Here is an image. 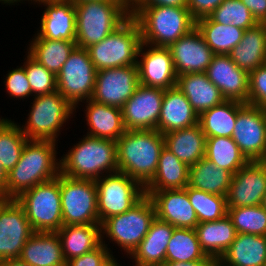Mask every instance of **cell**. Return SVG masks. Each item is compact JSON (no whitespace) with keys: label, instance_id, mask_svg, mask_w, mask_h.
Returning a JSON list of instances; mask_svg holds the SVG:
<instances>
[{"label":"cell","instance_id":"cell-1","mask_svg":"<svg viewBox=\"0 0 266 266\" xmlns=\"http://www.w3.org/2000/svg\"><path fill=\"white\" fill-rule=\"evenodd\" d=\"M118 172L137 180L143 187L156 173L164 136L158 130H126L116 141Z\"/></svg>","mask_w":266,"mask_h":266},{"label":"cell","instance_id":"cell-2","mask_svg":"<svg viewBox=\"0 0 266 266\" xmlns=\"http://www.w3.org/2000/svg\"><path fill=\"white\" fill-rule=\"evenodd\" d=\"M53 140H28L18 163L7 173V199H16L37 184L60 174ZM57 161V162H56Z\"/></svg>","mask_w":266,"mask_h":266},{"label":"cell","instance_id":"cell-3","mask_svg":"<svg viewBox=\"0 0 266 266\" xmlns=\"http://www.w3.org/2000/svg\"><path fill=\"white\" fill-rule=\"evenodd\" d=\"M61 158L60 173L74 179L96 180L118 172L117 144L109 139L86 135Z\"/></svg>","mask_w":266,"mask_h":266},{"label":"cell","instance_id":"cell-4","mask_svg":"<svg viewBox=\"0 0 266 266\" xmlns=\"http://www.w3.org/2000/svg\"><path fill=\"white\" fill-rule=\"evenodd\" d=\"M130 15L137 21L143 43L168 47L195 28L187 7H136Z\"/></svg>","mask_w":266,"mask_h":266},{"label":"cell","instance_id":"cell-5","mask_svg":"<svg viewBox=\"0 0 266 266\" xmlns=\"http://www.w3.org/2000/svg\"><path fill=\"white\" fill-rule=\"evenodd\" d=\"M74 6L75 42L78 47L84 49L102 41L130 16V13L114 0L87 1Z\"/></svg>","mask_w":266,"mask_h":266},{"label":"cell","instance_id":"cell-6","mask_svg":"<svg viewBox=\"0 0 266 266\" xmlns=\"http://www.w3.org/2000/svg\"><path fill=\"white\" fill-rule=\"evenodd\" d=\"M142 43L139 25L130 15L118 28L99 43L87 48L97 71L137 65Z\"/></svg>","mask_w":266,"mask_h":266},{"label":"cell","instance_id":"cell-7","mask_svg":"<svg viewBox=\"0 0 266 266\" xmlns=\"http://www.w3.org/2000/svg\"><path fill=\"white\" fill-rule=\"evenodd\" d=\"M155 217L154 204L144 195L126 212L106 219L101 224V235L106 234L130 256L148 233Z\"/></svg>","mask_w":266,"mask_h":266},{"label":"cell","instance_id":"cell-8","mask_svg":"<svg viewBox=\"0 0 266 266\" xmlns=\"http://www.w3.org/2000/svg\"><path fill=\"white\" fill-rule=\"evenodd\" d=\"M16 201L35 232H57L63 226L59 175L23 192Z\"/></svg>","mask_w":266,"mask_h":266},{"label":"cell","instance_id":"cell-9","mask_svg":"<svg viewBox=\"0 0 266 266\" xmlns=\"http://www.w3.org/2000/svg\"><path fill=\"white\" fill-rule=\"evenodd\" d=\"M28 121L22 132L29 140L56 141L61 127L75 108L58 92L34 96Z\"/></svg>","mask_w":266,"mask_h":266},{"label":"cell","instance_id":"cell-10","mask_svg":"<svg viewBox=\"0 0 266 266\" xmlns=\"http://www.w3.org/2000/svg\"><path fill=\"white\" fill-rule=\"evenodd\" d=\"M63 226L101 225L95 180L74 179L59 174Z\"/></svg>","mask_w":266,"mask_h":266},{"label":"cell","instance_id":"cell-11","mask_svg":"<svg viewBox=\"0 0 266 266\" xmlns=\"http://www.w3.org/2000/svg\"><path fill=\"white\" fill-rule=\"evenodd\" d=\"M95 184L100 224L126 212L145 195L144 187L137 180L121 172L103 174L95 180Z\"/></svg>","mask_w":266,"mask_h":266},{"label":"cell","instance_id":"cell-12","mask_svg":"<svg viewBox=\"0 0 266 266\" xmlns=\"http://www.w3.org/2000/svg\"><path fill=\"white\" fill-rule=\"evenodd\" d=\"M97 70L87 49L76 46L57 74V91L75 108L91 99Z\"/></svg>","mask_w":266,"mask_h":266},{"label":"cell","instance_id":"cell-13","mask_svg":"<svg viewBox=\"0 0 266 266\" xmlns=\"http://www.w3.org/2000/svg\"><path fill=\"white\" fill-rule=\"evenodd\" d=\"M232 139L249 162L266 161V119L263 109L238 101Z\"/></svg>","mask_w":266,"mask_h":266},{"label":"cell","instance_id":"cell-14","mask_svg":"<svg viewBox=\"0 0 266 266\" xmlns=\"http://www.w3.org/2000/svg\"><path fill=\"white\" fill-rule=\"evenodd\" d=\"M138 85L137 65L99 70L91 100L122 109Z\"/></svg>","mask_w":266,"mask_h":266},{"label":"cell","instance_id":"cell-15","mask_svg":"<svg viewBox=\"0 0 266 266\" xmlns=\"http://www.w3.org/2000/svg\"><path fill=\"white\" fill-rule=\"evenodd\" d=\"M34 233L24 208L16 199H7L0 206V261L19 258Z\"/></svg>","mask_w":266,"mask_h":266},{"label":"cell","instance_id":"cell-16","mask_svg":"<svg viewBox=\"0 0 266 266\" xmlns=\"http://www.w3.org/2000/svg\"><path fill=\"white\" fill-rule=\"evenodd\" d=\"M265 193L266 161L248 162L232 176L227 208L261 205Z\"/></svg>","mask_w":266,"mask_h":266},{"label":"cell","instance_id":"cell-17","mask_svg":"<svg viewBox=\"0 0 266 266\" xmlns=\"http://www.w3.org/2000/svg\"><path fill=\"white\" fill-rule=\"evenodd\" d=\"M164 89L138 85L122 108L126 130H157Z\"/></svg>","mask_w":266,"mask_h":266},{"label":"cell","instance_id":"cell-18","mask_svg":"<svg viewBox=\"0 0 266 266\" xmlns=\"http://www.w3.org/2000/svg\"><path fill=\"white\" fill-rule=\"evenodd\" d=\"M144 46L148 47L143 52ZM141 55V56H140ZM137 61L139 84L164 90L176 87L177 74L168 47L141 43Z\"/></svg>","mask_w":266,"mask_h":266},{"label":"cell","instance_id":"cell-19","mask_svg":"<svg viewBox=\"0 0 266 266\" xmlns=\"http://www.w3.org/2000/svg\"><path fill=\"white\" fill-rule=\"evenodd\" d=\"M205 73L226 100L248 104L249 73L240 69L229 54H215Z\"/></svg>","mask_w":266,"mask_h":266},{"label":"cell","instance_id":"cell-20","mask_svg":"<svg viewBox=\"0 0 266 266\" xmlns=\"http://www.w3.org/2000/svg\"><path fill=\"white\" fill-rule=\"evenodd\" d=\"M144 192L151 198L158 219L179 228L195 229L199 224L185 188Z\"/></svg>","mask_w":266,"mask_h":266},{"label":"cell","instance_id":"cell-21","mask_svg":"<svg viewBox=\"0 0 266 266\" xmlns=\"http://www.w3.org/2000/svg\"><path fill=\"white\" fill-rule=\"evenodd\" d=\"M177 76L204 73L215 55L195 27L168 46Z\"/></svg>","mask_w":266,"mask_h":266},{"label":"cell","instance_id":"cell-22","mask_svg":"<svg viewBox=\"0 0 266 266\" xmlns=\"http://www.w3.org/2000/svg\"><path fill=\"white\" fill-rule=\"evenodd\" d=\"M40 3L47 8L41 18V29L35 34L34 39L75 41L76 9L74 4L69 0Z\"/></svg>","mask_w":266,"mask_h":266},{"label":"cell","instance_id":"cell-23","mask_svg":"<svg viewBox=\"0 0 266 266\" xmlns=\"http://www.w3.org/2000/svg\"><path fill=\"white\" fill-rule=\"evenodd\" d=\"M199 115L194 111L186 96L177 87L164 91L157 130L168 132L198 124Z\"/></svg>","mask_w":266,"mask_h":266},{"label":"cell","instance_id":"cell-24","mask_svg":"<svg viewBox=\"0 0 266 266\" xmlns=\"http://www.w3.org/2000/svg\"><path fill=\"white\" fill-rule=\"evenodd\" d=\"M174 228L155 217L148 233L130 255L135 261V266H162L166 260V249Z\"/></svg>","mask_w":266,"mask_h":266},{"label":"cell","instance_id":"cell-25","mask_svg":"<svg viewBox=\"0 0 266 266\" xmlns=\"http://www.w3.org/2000/svg\"><path fill=\"white\" fill-rule=\"evenodd\" d=\"M176 87L186 96L198 115L226 100L205 72L177 76Z\"/></svg>","mask_w":266,"mask_h":266},{"label":"cell","instance_id":"cell-26","mask_svg":"<svg viewBox=\"0 0 266 266\" xmlns=\"http://www.w3.org/2000/svg\"><path fill=\"white\" fill-rule=\"evenodd\" d=\"M217 264L218 266H266V236L237 234Z\"/></svg>","mask_w":266,"mask_h":266},{"label":"cell","instance_id":"cell-27","mask_svg":"<svg viewBox=\"0 0 266 266\" xmlns=\"http://www.w3.org/2000/svg\"><path fill=\"white\" fill-rule=\"evenodd\" d=\"M86 103L87 135L117 141L125 133L122 109L91 99Z\"/></svg>","mask_w":266,"mask_h":266},{"label":"cell","instance_id":"cell-28","mask_svg":"<svg viewBox=\"0 0 266 266\" xmlns=\"http://www.w3.org/2000/svg\"><path fill=\"white\" fill-rule=\"evenodd\" d=\"M163 136L165 147L189 167L205 157L206 136L199 123Z\"/></svg>","mask_w":266,"mask_h":266},{"label":"cell","instance_id":"cell-29","mask_svg":"<svg viewBox=\"0 0 266 266\" xmlns=\"http://www.w3.org/2000/svg\"><path fill=\"white\" fill-rule=\"evenodd\" d=\"M19 258L31 266H66L57 232H35Z\"/></svg>","mask_w":266,"mask_h":266},{"label":"cell","instance_id":"cell-30","mask_svg":"<svg viewBox=\"0 0 266 266\" xmlns=\"http://www.w3.org/2000/svg\"><path fill=\"white\" fill-rule=\"evenodd\" d=\"M231 60L250 73L266 63V29L262 23L246 29L239 44L229 53Z\"/></svg>","mask_w":266,"mask_h":266},{"label":"cell","instance_id":"cell-31","mask_svg":"<svg viewBox=\"0 0 266 266\" xmlns=\"http://www.w3.org/2000/svg\"><path fill=\"white\" fill-rule=\"evenodd\" d=\"M195 230L203 252L217 262L237 236V231L228 215L220 220L200 222Z\"/></svg>","mask_w":266,"mask_h":266},{"label":"cell","instance_id":"cell-32","mask_svg":"<svg viewBox=\"0 0 266 266\" xmlns=\"http://www.w3.org/2000/svg\"><path fill=\"white\" fill-rule=\"evenodd\" d=\"M65 262L91 252L101 244V225H65L58 231Z\"/></svg>","mask_w":266,"mask_h":266},{"label":"cell","instance_id":"cell-33","mask_svg":"<svg viewBox=\"0 0 266 266\" xmlns=\"http://www.w3.org/2000/svg\"><path fill=\"white\" fill-rule=\"evenodd\" d=\"M190 167L181 162L170 150L163 147L153 178L144 186V191L183 189L188 186Z\"/></svg>","mask_w":266,"mask_h":266},{"label":"cell","instance_id":"cell-34","mask_svg":"<svg viewBox=\"0 0 266 266\" xmlns=\"http://www.w3.org/2000/svg\"><path fill=\"white\" fill-rule=\"evenodd\" d=\"M233 174L218 168L205 157L190 166L188 186L220 196H227Z\"/></svg>","mask_w":266,"mask_h":266},{"label":"cell","instance_id":"cell-35","mask_svg":"<svg viewBox=\"0 0 266 266\" xmlns=\"http://www.w3.org/2000/svg\"><path fill=\"white\" fill-rule=\"evenodd\" d=\"M195 27L214 54H229L243 37L244 29L214 22L209 16L195 21Z\"/></svg>","mask_w":266,"mask_h":266},{"label":"cell","instance_id":"cell-36","mask_svg":"<svg viewBox=\"0 0 266 266\" xmlns=\"http://www.w3.org/2000/svg\"><path fill=\"white\" fill-rule=\"evenodd\" d=\"M238 113V101L224 100L202 112L198 123L206 138L232 137Z\"/></svg>","mask_w":266,"mask_h":266},{"label":"cell","instance_id":"cell-37","mask_svg":"<svg viewBox=\"0 0 266 266\" xmlns=\"http://www.w3.org/2000/svg\"><path fill=\"white\" fill-rule=\"evenodd\" d=\"M28 53L56 76L77 46L75 41L33 39Z\"/></svg>","mask_w":266,"mask_h":266},{"label":"cell","instance_id":"cell-38","mask_svg":"<svg viewBox=\"0 0 266 266\" xmlns=\"http://www.w3.org/2000/svg\"><path fill=\"white\" fill-rule=\"evenodd\" d=\"M205 158L233 175L249 162L232 137L206 138Z\"/></svg>","mask_w":266,"mask_h":266},{"label":"cell","instance_id":"cell-39","mask_svg":"<svg viewBox=\"0 0 266 266\" xmlns=\"http://www.w3.org/2000/svg\"><path fill=\"white\" fill-rule=\"evenodd\" d=\"M214 259L200 247L195 229L175 227L166 249L165 262H187Z\"/></svg>","mask_w":266,"mask_h":266},{"label":"cell","instance_id":"cell-40","mask_svg":"<svg viewBox=\"0 0 266 266\" xmlns=\"http://www.w3.org/2000/svg\"><path fill=\"white\" fill-rule=\"evenodd\" d=\"M28 140L20 125L0 118V162L6 173L18 163Z\"/></svg>","mask_w":266,"mask_h":266},{"label":"cell","instance_id":"cell-41","mask_svg":"<svg viewBox=\"0 0 266 266\" xmlns=\"http://www.w3.org/2000/svg\"><path fill=\"white\" fill-rule=\"evenodd\" d=\"M185 189L199 223L220 220L227 215L225 196L207 193L189 186Z\"/></svg>","mask_w":266,"mask_h":266},{"label":"cell","instance_id":"cell-42","mask_svg":"<svg viewBox=\"0 0 266 266\" xmlns=\"http://www.w3.org/2000/svg\"><path fill=\"white\" fill-rule=\"evenodd\" d=\"M237 234H255L266 236V210L262 205L227 208Z\"/></svg>","mask_w":266,"mask_h":266},{"label":"cell","instance_id":"cell-43","mask_svg":"<svg viewBox=\"0 0 266 266\" xmlns=\"http://www.w3.org/2000/svg\"><path fill=\"white\" fill-rule=\"evenodd\" d=\"M209 17L217 23L229 25L241 29H250L258 24L250 10L241 0H224Z\"/></svg>","mask_w":266,"mask_h":266},{"label":"cell","instance_id":"cell-44","mask_svg":"<svg viewBox=\"0 0 266 266\" xmlns=\"http://www.w3.org/2000/svg\"><path fill=\"white\" fill-rule=\"evenodd\" d=\"M23 67L34 96L51 94L57 91V77L35 60L29 53Z\"/></svg>","mask_w":266,"mask_h":266},{"label":"cell","instance_id":"cell-45","mask_svg":"<svg viewBox=\"0 0 266 266\" xmlns=\"http://www.w3.org/2000/svg\"><path fill=\"white\" fill-rule=\"evenodd\" d=\"M248 104L266 107V64L249 73Z\"/></svg>","mask_w":266,"mask_h":266},{"label":"cell","instance_id":"cell-46","mask_svg":"<svg viewBox=\"0 0 266 266\" xmlns=\"http://www.w3.org/2000/svg\"><path fill=\"white\" fill-rule=\"evenodd\" d=\"M4 81L7 92L12 98H24L32 95L31 87L23 66L13 69Z\"/></svg>","mask_w":266,"mask_h":266},{"label":"cell","instance_id":"cell-47","mask_svg":"<svg viewBox=\"0 0 266 266\" xmlns=\"http://www.w3.org/2000/svg\"><path fill=\"white\" fill-rule=\"evenodd\" d=\"M103 238L104 236H101V244L97 248L67 261L66 266H100L111 253Z\"/></svg>","mask_w":266,"mask_h":266},{"label":"cell","instance_id":"cell-48","mask_svg":"<svg viewBox=\"0 0 266 266\" xmlns=\"http://www.w3.org/2000/svg\"><path fill=\"white\" fill-rule=\"evenodd\" d=\"M224 0H187V8L196 21L209 16Z\"/></svg>","mask_w":266,"mask_h":266},{"label":"cell","instance_id":"cell-49","mask_svg":"<svg viewBox=\"0 0 266 266\" xmlns=\"http://www.w3.org/2000/svg\"><path fill=\"white\" fill-rule=\"evenodd\" d=\"M258 23L266 19V0H241Z\"/></svg>","mask_w":266,"mask_h":266},{"label":"cell","instance_id":"cell-50","mask_svg":"<svg viewBox=\"0 0 266 266\" xmlns=\"http://www.w3.org/2000/svg\"><path fill=\"white\" fill-rule=\"evenodd\" d=\"M153 6L187 7V0H141L137 7Z\"/></svg>","mask_w":266,"mask_h":266},{"label":"cell","instance_id":"cell-51","mask_svg":"<svg viewBox=\"0 0 266 266\" xmlns=\"http://www.w3.org/2000/svg\"><path fill=\"white\" fill-rule=\"evenodd\" d=\"M215 259H202L187 262H165L162 266H217Z\"/></svg>","mask_w":266,"mask_h":266},{"label":"cell","instance_id":"cell-52","mask_svg":"<svg viewBox=\"0 0 266 266\" xmlns=\"http://www.w3.org/2000/svg\"><path fill=\"white\" fill-rule=\"evenodd\" d=\"M0 196L7 199V173L0 162Z\"/></svg>","mask_w":266,"mask_h":266},{"label":"cell","instance_id":"cell-53","mask_svg":"<svg viewBox=\"0 0 266 266\" xmlns=\"http://www.w3.org/2000/svg\"><path fill=\"white\" fill-rule=\"evenodd\" d=\"M118 2L128 13H131L141 0H114Z\"/></svg>","mask_w":266,"mask_h":266},{"label":"cell","instance_id":"cell-54","mask_svg":"<svg viewBox=\"0 0 266 266\" xmlns=\"http://www.w3.org/2000/svg\"><path fill=\"white\" fill-rule=\"evenodd\" d=\"M0 266H31L28 263H25L20 258L6 259L0 261Z\"/></svg>","mask_w":266,"mask_h":266},{"label":"cell","instance_id":"cell-55","mask_svg":"<svg viewBox=\"0 0 266 266\" xmlns=\"http://www.w3.org/2000/svg\"><path fill=\"white\" fill-rule=\"evenodd\" d=\"M100 266H121V265H119L114 256L110 254Z\"/></svg>","mask_w":266,"mask_h":266},{"label":"cell","instance_id":"cell-56","mask_svg":"<svg viewBox=\"0 0 266 266\" xmlns=\"http://www.w3.org/2000/svg\"><path fill=\"white\" fill-rule=\"evenodd\" d=\"M2 3H4V4H8V5H12V3H14V2H20V1H23V0H0Z\"/></svg>","mask_w":266,"mask_h":266},{"label":"cell","instance_id":"cell-57","mask_svg":"<svg viewBox=\"0 0 266 266\" xmlns=\"http://www.w3.org/2000/svg\"><path fill=\"white\" fill-rule=\"evenodd\" d=\"M69 1H71L73 4H78V3H83L87 1H100V0H69Z\"/></svg>","mask_w":266,"mask_h":266},{"label":"cell","instance_id":"cell-58","mask_svg":"<svg viewBox=\"0 0 266 266\" xmlns=\"http://www.w3.org/2000/svg\"><path fill=\"white\" fill-rule=\"evenodd\" d=\"M262 207L266 210V193L264 195L263 201H262Z\"/></svg>","mask_w":266,"mask_h":266},{"label":"cell","instance_id":"cell-59","mask_svg":"<svg viewBox=\"0 0 266 266\" xmlns=\"http://www.w3.org/2000/svg\"><path fill=\"white\" fill-rule=\"evenodd\" d=\"M29 1V0H28ZM32 1V0H31ZM35 2H38V4H40V2H46V1H55V0H33Z\"/></svg>","mask_w":266,"mask_h":266},{"label":"cell","instance_id":"cell-60","mask_svg":"<svg viewBox=\"0 0 266 266\" xmlns=\"http://www.w3.org/2000/svg\"><path fill=\"white\" fill-rule=\"evenodd\" d=\"M7 199L3 198L2 196H0V206L6 201Z\"/></svg>","mask_w":266,"mask_h":266},{"label":"cell","instance_id":"cell-61","mask_svg":"<svg viewBox=\"0 0 266 266\" xmlns=\"http://www.w3.org/2000/svg\"><path fill=\"white\" fill-rule=\"evenodd\" d=\"M263 112H264L265 119H266V107H265V108H263Z\"/></svg>","mask_w":266,"mask_h":266},{"label":"cell","instance_id":"cell-62","mask_svg":"<svg viewBox=\"0 0 266 266\" xmlns=\"http://www.w3.org/2000/svg\"><path fill=\"white\" fill-rule=\"evenodd\" d=\"M262 24L265 26V29H266V19L263 21Z\"/></svg>","mask_w":266,"mask_h":266}]
</instances>
